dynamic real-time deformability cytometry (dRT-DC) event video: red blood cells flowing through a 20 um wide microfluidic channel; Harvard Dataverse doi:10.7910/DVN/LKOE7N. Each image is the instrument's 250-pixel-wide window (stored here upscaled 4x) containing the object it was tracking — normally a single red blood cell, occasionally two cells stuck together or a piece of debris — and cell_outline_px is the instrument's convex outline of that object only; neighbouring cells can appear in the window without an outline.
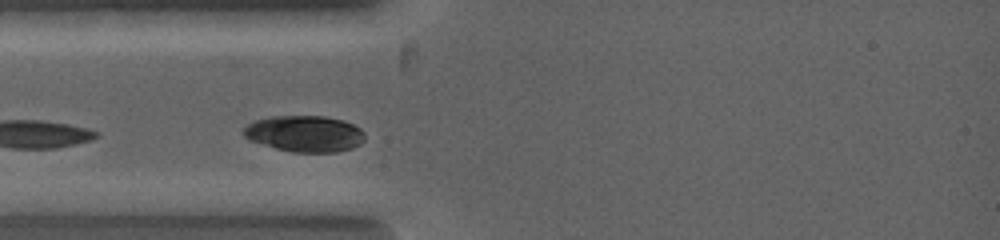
{"species": "common noctule bat (a hibernating species)", "species_latin": "Nyctalus noctula", "temperature_condition": "warm", "stored_images_in_passage": 10, "camera_frame_rate_fps": 5000, "um_per_image_px": 0.085, "animal": {"sex": "female", "body_mass_g": 19.0, "forearm_length_mm": 53.3}, "frame": {"image": 1, "passage_image": 3, "time_ms": 0.4, "image_size_px": [1000, 240], "cell_outline_px": [[364, 140], [360, 144], [352, 148], [336, 152], [292, 152], [276, 148], [248, 140], [244, 136], [244, 128], [248, 124], [256, 120], [272, 116], [324, 116], [344, 120], [360, 128], [364, 132]], "centroid_in_image_um": [25.91, 11.36], "position_along_channel_um": 59.1, "area_um2": 25.61}}